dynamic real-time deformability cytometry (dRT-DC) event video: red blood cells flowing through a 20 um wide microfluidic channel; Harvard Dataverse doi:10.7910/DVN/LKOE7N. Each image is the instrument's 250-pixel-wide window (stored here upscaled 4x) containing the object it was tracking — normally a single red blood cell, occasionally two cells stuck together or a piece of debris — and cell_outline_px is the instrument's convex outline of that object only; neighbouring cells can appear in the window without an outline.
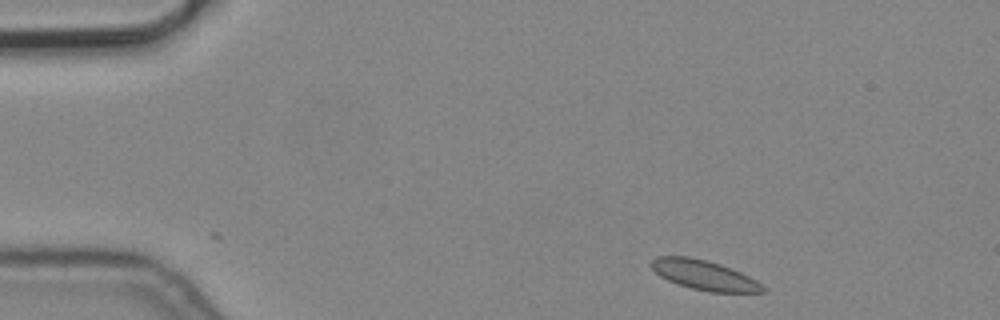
{"species": "common noctule bat (a hibernating species)", "species_latin": "Nyctalus noctula", "temperature_condition": "cold", "stored_images_in_passage": 3, "camera_frame_rate_fps": 3000, "um_per_image_px": 0.085, "animal": {"sex": "male", "body_mass_g": 19.2, "forearm_length_mm": 51.8}, "frame": {"image": 1, "passage_image": 1, "time_ms": 0.0, "image_size_px": [1000, 320], "cell_outline_px": [[764, 292], [708, 292], [692, 288], [668, 280], [660, 276], [648, 264], [656, 256], [688, 256], [708, 260], [732, 268], [756, 280], [764, 288]], "centroid_in_image_um": [59.82, 23.36], "position_along_channel_um": 25.2, "area_um2": 19.19}}